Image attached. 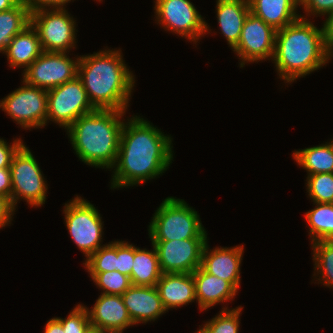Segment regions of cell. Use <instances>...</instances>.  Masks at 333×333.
<instances>
[{
    "label": "cell",
    "mask_w": 333,
    "mask_h": 333,
    "mask_svg": "<svg viewBox=\"0 0 333 333\" xmlns=\"http://www.w3.org/2000/svg\"><path fill=\"white\" fill-rule=\"evenodd\" d=\"M242 309L241 306L233 309H228L225 306L218 315L205 322L199 330L202 333H238L240 327L239 317Z\"/></svg>",
    "instance_id": "obj_28"
},
{
    "label": "cell",
    "mask_w": 333,
    "mask_h": 333,
    "mask_svg": "<svg viewBox=\"0 0 333 333\" xmlns=\"http://www.w3.org/2000/svg\"><path fill=\"white\" fill-rule=\"evenodd\" d=\"M121 296L134 325L155 321L167 311L155 286L131 285Z\"/></svg>",
    "instance_id": "obj_17"
},
{
    "label": "cell",
    "mask_w": 333,
    "mask_h": 333,
    "mask_svg": "<svg viewBox=\"0 0 333 333\" xmlns=\"http://www.w3.org/2000/svg\"><path fill=\"white\" fill-rule=\"evenodd\" d=\"M12 194L11 202L16 209L19 199L32 207L45 204L47 182L28 147L23 143L15 152L10 165Z\"/></svg>",
    "instance_id": "obj_6"
},
{
    "label": "cell",
    "mask_w": 333,
    "mask_h": 333,
    "mask_svg": "<svg viewBox=\"0 0 333 333\" xmlns=\"http://www.w3.org/2000/svg\"><path fill=\"white\" fill-rule=\"evenodd\" d=\"M148 227L151 241L207 238L197 211L183 199L174 197L162 201Z\"/></svg>",
    "instance_id": "obj_5"
},
{
    "label": "cell",
    "mask_w": 333,
    "mask_h": 333,
    "mask_svg": "<svg viewBox=\"0 0 333 333\" xmlns=\"http://www.w3.org/2000/svg\"><path fill=\"white\" fill-rule=\"evenodd\" d=\"M326 16V21L322 25L324 43L328 52L333 56V12Z\"/></svg>",
    "instance_id": "obj_38"
},
{
    "label": "cell",
    "mask_w": 333,
    "mask_h": 333,
    "mask_svg": "<svg viewBox=\"0 0 333 333\" xmlns=\"http://www.w3.org/2000/svg\"><path fill=\"white\" fill-rule=\"evenodd\" d=\"M12 145H9L4 139L0 138V168H9L11 165V160L18 150V148L23 144L21 138L15 139Z\"/></svg>",
    "instance_id": "obj_35"
},
{
    "label": "cell",
    "mask_w": 333,
    "mask_h": 333,
    "mask_svg": "<svg viewBox=\"0 0 333 333\" xmlns=\"http://www.w3.org/2000/svg\"><path fill=\"white\" fill-rule=\"evenodd\" d=\"M307 192L315 203H333V173H317L307 176Z\"/></svg>",
    "instance_id": "obj_29"
},
{
    "label": "cell",
    "mask_w": 333,
    "mask_h": 333,
    "mask_svg": "<svg viewBox=\"0 0 333 333\" xmlns=\"http://www.w3.org/2000/svg\"><path fill=\"white\" fill-rule=\"evenodd\" d=\"M121 54V50L104 49L79 59L77 76L95 109H128L135 78Z\"/></svg>",
    "instance_id": "obj_2"
},
{
    "label": "cell",
    "mask_w": 333,
    "mask_h": 333,
    "mask_svg": "<svg viewBox=\"0 0 333 333\" xmlns=\"http://www.w3.org/2000/svg\"><path fill=\"white\" fill-rule=\"evenodd\" d=\"M155 287L167 312L196 300L192 273H163Z\"/></svg>",
    "instance_id": "obj_18"
},
{
    "label": "cell",
    "mask_w": 333,
    "mask_h": 333,
    "mask_svg": "<svg viewBox=\"0 0 333 333\" xmlns=\"http://www.w3.org/2000/svg\"><path fill=\"white\" fill-rule=\"evenodd\" d=\"M315 208L305 214L311 242L333 240V203H314Z\"/></svg>",
    "instance_id": "obj_26"
},
{
    "label": "cell",
    "mask_w": 333,
    "mask_h": 333,
    "mask_svg": "<svg viewBox=\"0 0 333 333\" xmlns=\"http://www.w3.org/2000/svg\"><path fill=\"white\" fill-rule=\"evenodd\" d=\"M42 52L38 33L30 23L11 39L4 54L9 61V67H22L26 70Z\"/></svg>",
    "instance_id": "obj_22"
},
{
    "label": "cell",
    "mask_w": 333,
    "mask_h": 333,
    "mask_svg": "<svg viewBox=\"0 0 333 333\" xmlns=\"http://www.w3.org/2000/svg\"><path fill=\"white\" fill-rule=\"evenodd\" d=\"M306 15H328L333 12V0H299ZM311 13V14H310Z\"/></svg>",
    "instance_id": "obj_34"
},
{
    "label": "cell",
    "mask_w": 333,
    "mask_h": 333,
    "mask_svg": "<svg viewBox=\"0 0 333 333\" xmlns=\"http://www.w3.org/2000/svg\"><path fill=\"white\" fill-rule=\"evenodd\" d=\"M154 10L157 24L165 31H172L191 42H198L209 31V25L190 0H156Z\"/></svg>",
    "instance_id": "obj_11"
},
{
    "label": "cell",
    "mask_w": 333,
    "mask_h": 333,
    "mask_svg": "<svg viewBox=\"0 0 333 333\" xmlns=\"http://www.w3.org/2000/svg\"><path fill=\"white\" fill-rule=\"evenodd\" d=\"M333 57L324 43L323 28L301 16L276 32L272 60L281 80L292 83L320 69Z\"/></svg>",
    "instance_id": "obj_3"
},
{
    "label": "cell",
    "mask_w": 333,
    "mask_h": 333,
    "mask_svg": "<svg viewBox=\"0 0 333 333\" xmlns=\"http://www.w3.org/2000/svg\"><path fill=\"white\" fill-rule=\"evenodd\" d=\"M89 274L103 294L122 295L132 285L130 277L117 270Z\"/></svg>",
    "instance_id": "obj_31"
},
{
    "label": "cell",
    "mask_w": 333,
    "mask_h": 333,
    "mask_svg": "<svg viewBox=\"0 0 333 333\" xmlns=\"http://www.w3.org/2000/svg\"><path fill=\"white\" fill-rule=\"evenodd\" d=\"M276 30L251 12L248 14L237 46L233 49L239 57L240 68L248 62L273 58Z\"/></svg>",
    "instance_id": "obj_14"
},
{
    "label": "cell",
    "mask_w": 333,
    "mask_h": 333,
    "mask_svg": "<svg viewBox=\"0 0 333 333\" xmlns=\"http://www.w3.org/2000/svg\"><path fill=\"white\" fill-rule=\"evenodd\" d=\"M29 24L30 11L22 1L0 12V52L4 53L11 39Z\"/></svg>",
    "instance_id": "obj_25"
},
{
    "label": "cell",
    "mask_w": 333,
    "mask_h": 333,
    "mask_svg": "<svg viewBox=\"0 0 333 333\" xmlns=\"http://www.w3.org/2000/svg\"><path fill=\"white\" fill-rule=\"evenodd\" d=\"M47 122L50 120L67 129L80 116L96 109L89 101L81 79L76 76L58 87L47 90Z\"/></svg>",
    "instance_id": "obj_9"
},
{
    "label": "cell",
    "mask_w": 333,
    "mask_h": 333,
    "mask_svg": "<svg viewBox=\"0 0 333 333\" xmlns=\"http://www.w3.org/2000/svg\"><path fill=\"white\" fill-rule=\"evenodd\" d=\"M126 111L100 110L80 116L66 130L72 147L82 162L111 169L117 160Z\"/></svg>",
    "instance_id": "obj_4"
},
{
    "label": "cell",
    "mask_w": 333,
    "mask_h": 333,
    "mask_svg": "<svg viewBox=\"0 0 333 333\" xmlns=\"http://www.w3.org/2000/svg\"><path fill=\"white\" fill-rule=\"evenodd\" d=\"M21 0H0V12L11 9L16 6Z\"/></svg>",
    "instance_id": "obj_41"
},
{
    "label": "cell",
    "mask_w": 333,
    "mask_h": 333,
    "mask_svg": "<svg viewBox=\"0 0 333 333\" xmlns=\"http://www.w3.org/2000/svg\"><path fill=\"white\" fill-rule=\"evenodd\" d=\"M87 311L91 327L107 333H123L134 325L121 295L101 293L92 309L87 308Z\"/></svg>",
    "instance_id": "obj_15"
},
{
    "label": "cell",
    "mask_w": 333,
    "mask_h": 333,
    "mask_svg": "<svg viewBox=\"0 0 333 333\" xmlns=\"http://www.w3.org/2000/svg\"><path fill=\"white\" fill-rule=\"evenodd\" d=\"M15 210L11 199L0 195V228L11 223Z\"/></svg>",
    "instance_id": "obj_37"
},
{
    "label": "cell",
    "mask_w": 333,
    "mask_h": 333,
    "mask_svg": "<svg viewBox=\"0 0 333 333\" xmlns=\"http://www.w3.org/2000/svg\"><path fill=\"white\" fill-rule=\"evenodd\" d=\"M162 273H193L201 266L207 238L152 241Z\"/></svg>",
    "instance_id": "obj_13"
},
{
    "label": "cell",
    "mask_w": 333,
    "mask_h": 333,
    "mask_svg": "<svg viewBox=\"0 0 333 333\" xmlns=\"http://www.w3.org/2000/svg\"><path fill=\"white\" fill-rule=\"evenodd\" d=\"M29 9L30 13L43 9H65L64 5L71 0H21ZM52 7V8H51Z\"/></svg>",
    "instance_id": "obj_36"
},
{
    "label": "cell",
    "mask_w": 333,
    "mask_h": 333,
    "mask_svg": "<svg viewBox=\"0 0 333 333\" xmlns=\"http://www.w3.org/2000/svg\"><path fill=\"white\" fill-rule=\"evenodd\" d=\"M12 194L10 168H0V195L10 198Z\"/></svg>",
    "instance_id": "obj_39"
},
{
    "label": "cell",
    "mask_w": 333,
    "mask_h": 333,
    "mask_svg": "<svg viewBox=\"0 0 333 333\" xmlns=\"http://www.w3.org/2000/svg\"><path fill=\"white\" fill-rule=\"evenodd\" d=\"M134 259V245L126 241H116V270L131 277Z\"/></svg>",
    "instance_id": "obj_33"
},
{
    "label": "cell",
    "mask_w": 333,
    "mask_h": 333,
    "mask_svg": "<svg viewBox=\"0 0 333 333\" xmlns=\"http://www.w3.org/2000/svg\"><path fill=\"white\" fill-rule=\"evenodd\" d=\"M55 318L62 324L64 333H86L91 327L87 307L80 303L66 318Z\"/></svg>",
    "instance_id": "obj_32"
},
{
    "label": "cell",
    "mask_w": 333,
    "mask_h": 333,
    "mask_svg": "<svg viewBox=\"0 0 333 333\" xmlns=\"http://www.w3.org/2000/svg\"><path fill=\"white\" fill-rule=\"evenodd\" d=\"M196 302L203 311L219 303L233 300L238 290L228 281L207 273L201 266L193 273Z\"/></svg>",
    "instance_id": "obj_19"
},
{
    "label": "cell",
    "mask_w": 333,
    "mask_h": 333,
    "mask_svg": "<svg viewBox=\"0 0 333 333\" xmlns=\"http://www.w3.org/2000/svg\"><path fill=\"white\" fill-rule=\"evenodd\" d=\"M140 249L134 245V259L131 272V283L134 286H156L160 276L163 274L156 249Z\"/></svg>",
    "instance_id": "obj_23"
},
{
    "label": "cell",
    "mask_w": 333,
    "mask_h": 333,
    "mask_svg": "<svg viewBox=\"0 0 333 333\" xmlns=\"http://www.w3.org/2000/svg\"><path fill=\"white\" fill-rule=\"evenodd\" d=\"M47 104V90L24 81L23 86L0 100V108L16 121V124L29 130L47 125Z\"/></svg>",
    "instance_id": "obj_10"
},
{
    "label": "cell",
    "mask_w": 333,
    "mask_h": 333,
    "mask_svg": "<svg viewBox=\"0 0 333 333\" xmlns=\"http://www.w3.org/2000/svg\"><path fill=\"white\" fill-rule=\"evenodd\" d=\"M311 245L314 271L316 270V274L319 276L317 280L324 286L333 288V240H321L313 242Z\"/></svg>",
    "instance_id": "obj_27"
},
{
    "label": "cell",
    "mask_w": 333,
    "mask_h": 333,
    "mask_svg": "<svg viewBox=\"0 0 333 333\" xmlns=\"http://www.w3.org/2000/svg\"><path fill=\"white\" fill-rule=\"evenodd\" d=\"M86 333H107L99 328L90 327Z\"/></svg>",
    "instance_id": "obj_42"
},
{
    "label": "cell",
    "mask_w": 333,
    "mask_h": 333,
    "mask_svg": "<svg viewBox=\"0 0 333 333\" xmlns=\"http://www.w3.org/2000/svg\"><path fill=\"white\" fill-rule=\"evenodd\" d=\"M66 227L86 259L101 248L103 222L98 210L84 198L77 196L64 206Z\"/></svg>",
    "instance_id": "obj_7"
},
{
    "label": "cell",
    "mask_w": 333,
    "mask_h": 333,
    "mask_svg": "<svg viewBox=\"0 0 333 333\" xmlns=\"http://www.w3.org/2000/svg\"><path fill=\"white\" fill-rule=\"evenodd\" d=\"M206 243L201 267L209 274L230 282L237 290L240 287V266L243 257V245L236 247H216L209 249Z\"/></svg>",
    "instance_id": "obj_16"
},
{
    "label": "cell",
    "mask_w": 333,
    "mask_h": 333,
    "mask_svg": "<svg viewBox=\"0 0 333 333\" xmlns=\"http://www.w3.org/2000/svg\"><path fill=\"white\" fill-rule=\"evenodd\" d=\"M124 122L111 188L134 186L161 176L173 160L172 138L144 118Z\"/></svg>",
    "instance_id": "obj_1"
},
{
    "label": "cell",
    "mask_w": 333,
    "mask_h": 333,
    "mask_svg": "<svg viewBox=\"0 0 333 333\" xmlns=\"http://www.w3.org/2000/svg\"><path fill=\"white\" fill-rule=\"evenodd\" d=\"M293 157L308 175L333 173V139L325 144L294 151Z\"/></svg>",
    "instance_id": "obj_24"
},
{
    "label": "cell",
    "mask_w": 333,
    "mask_h": 333,
    "mask_svg": "<svg viewBox=\"0 0 333 333\" xmlns=\"http://www.w3.org/2000/svg\"><path fill=\"white\" fill-rule=\"evenodd\" d=\"M88 273L116 270V241L106 244L91 254L83 263Z\"/></svg>",
    "instance_id": "obj_30"
},
{
    "label": "cell",
    "mask_w": 333,
    "mask_h": 333,
    "mask_svg": "<svg viewBox=\"0 0 333 333\" xmlns=\"http://www.w3.org/2000/svg\"><path fill=\"white\" fill-rule=\"evenodd\" d=\"M30 23L38 33L43 51L68 53L75 48L76 21L66 9L34 11L30 13Z\"/></svg>",
    "instance_id": "obj_8"
},
{
    "label": "cell",
    "mask_w": 333,
    "mask_h": 333,
    "mask_svg": "<svg viewBox=\"0 0 333 333\" xmlns=\"http://www.w3.org/2000/svg\"><path fill=\"white\" fill-rule=\"evenodd\" d=\"M216 12L221 34L233 50L241 35L244 22L250 13L248 0H217Z\"/></svg>",
    "instance_id": "obj_20"
},
{
    "label": "cell",
    "mask_w": 333,
    "mask_h": 333,
    "mask_svg": "<svg viewBox=\"0 0 333 333\" xmlns=\"http://www.w3.org/2000/svg\"><path fill=\"white\" fill-rule=\"evenodd\" d=\"M80 56L72 60L66 52H45L24 70L23 81L31 86L49 90L78 75Z\"/></svg>",
    "instance_id": "obj_12"
},
{
    "label": "cell",
    "mask_w": 333,
    "mask_h": 333,
    "mask_svg": "<svg viewBox=\"0 0 333 333\" xmlns=\"http://www.w3.org/2000/svg\"><path fill=\"white\" fill-rule=\"evenodd\" d=\"M44 333H64L62 324L54 317L47 321Z\"/></svg>",
    "instance_id": "obj_40"
},
{
    "label": "cell",
    "mask_w": 333,
    "mask_h": 333,
    "mask_svg": "<svg viewBox=\"0 0 333 333\" xmlns=\"http://www.w3.org/2000/svg\"><path fill=\"white\" fill-rule=\"evenodd\" d=\"M250 12L276 31L300 18L299 0H248Z\"/></svg>",
    "instance_id": "obj_21"
}]
</instances>
